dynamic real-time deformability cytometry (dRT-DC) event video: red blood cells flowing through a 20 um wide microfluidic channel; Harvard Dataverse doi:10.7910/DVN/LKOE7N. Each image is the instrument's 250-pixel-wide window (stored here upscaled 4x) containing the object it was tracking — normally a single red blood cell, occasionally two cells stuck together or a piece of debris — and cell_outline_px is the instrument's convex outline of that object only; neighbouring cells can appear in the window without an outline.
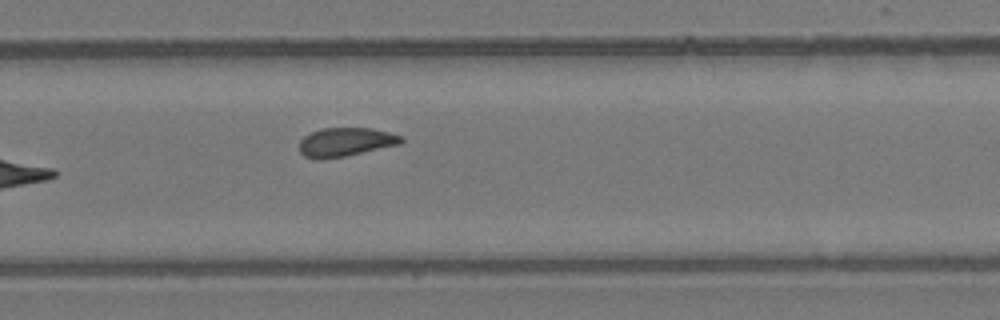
{"species": "common noctule bat (a hibernating species)", "species_latin": "Nyctalus noctula", "temperature_condition": "room temperature", "stored_images_in_passage": 9, "camera_frame_rate_fps": 3000, "um_per_image_px": 0.085, "animal": {"sex": "female", "body_mass_g": 24.6, "forearm_length_mm": 56.2}, "frame": {"image": 1, "passage_image": 9, "time_ms": 10.333, "image_size_px": [1000, 320], "cell_outline_px": [[404, 144], [344, 156], [320, 160], [316, 160], [304, 156], [300, 152], [300, 140], [304, 136], [312, 132], [324, 128], [372, 128], [404, 136]], "centroid_in_image_um": [29.42, 12.08], "position_along_channel_um": 300.4, "area_um2": 17.28}}